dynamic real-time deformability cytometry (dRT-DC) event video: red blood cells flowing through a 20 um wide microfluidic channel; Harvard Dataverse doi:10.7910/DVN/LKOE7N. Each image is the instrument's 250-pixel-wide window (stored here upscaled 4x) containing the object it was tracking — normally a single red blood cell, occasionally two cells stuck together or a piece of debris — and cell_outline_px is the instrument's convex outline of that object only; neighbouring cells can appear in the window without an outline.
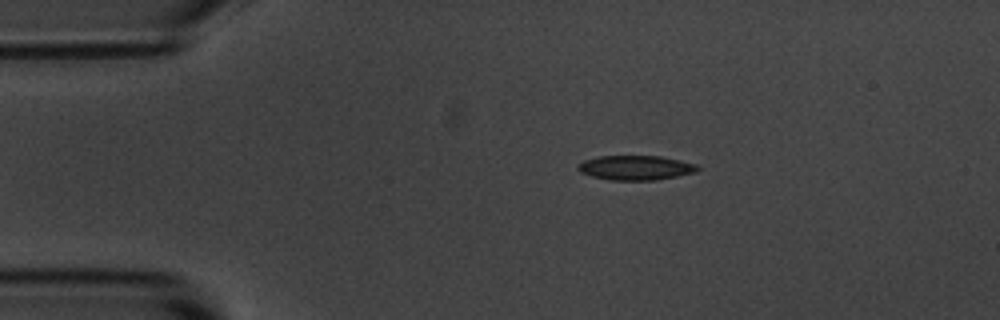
{"species": "common noctule bat (a hibernating species)", "species_latin": "Nyctalus noctula", "temperature_condition": "room temperature", "stored_images_in_passage": 3, "camera_frame_rate_fps": 3000, "um_per_image_px": 0.085, "animal": {"sex": "male", "body_mass_g": 20.1, "forearm_length_mm": 53.5}, "frame": {"image": 1, "passage_image": 1, "time_ms": 0.0, "image_size_px": [1000, 320], "cell_outline_px": [[700, 168], [696, 172], [676, 176], [652, 180], [612, 180], [592, 176], [580, 172], [576, 168], [584, 160], [600, 156], [660, 156], [680, 160], [696, 164]], "centroid_in_image_um": [54.04, 14.25], "position_along_channel_um": 31.0, "area_um2": 16.94}}
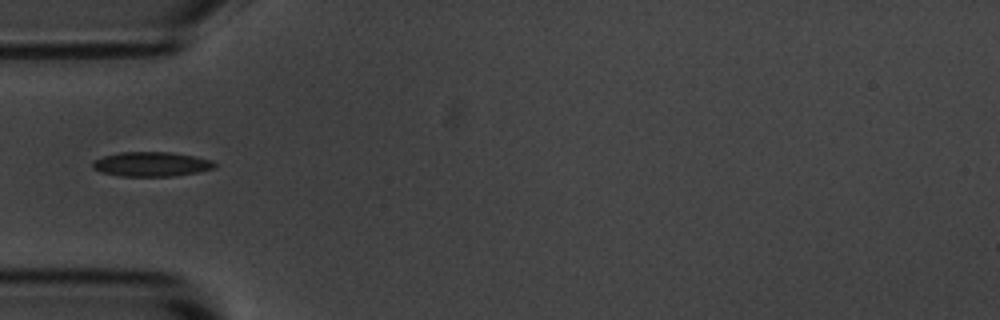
{"frame": {"image": 2, "passage_image": 3, "time_ms": 2.333, "image_size_px": [1000, 320], "cell_outline_px": [[216, 168], [176, 176], [120, 176], [100, 172], [92, 168], [92, 160], [104, 156], [120, 152], [172, 152], [212, 160], [216, 164]], "centroid_in_image_um": [12.84, 13.95], "position_along_channel_um": 72.2, "area_um2": 17.51}}